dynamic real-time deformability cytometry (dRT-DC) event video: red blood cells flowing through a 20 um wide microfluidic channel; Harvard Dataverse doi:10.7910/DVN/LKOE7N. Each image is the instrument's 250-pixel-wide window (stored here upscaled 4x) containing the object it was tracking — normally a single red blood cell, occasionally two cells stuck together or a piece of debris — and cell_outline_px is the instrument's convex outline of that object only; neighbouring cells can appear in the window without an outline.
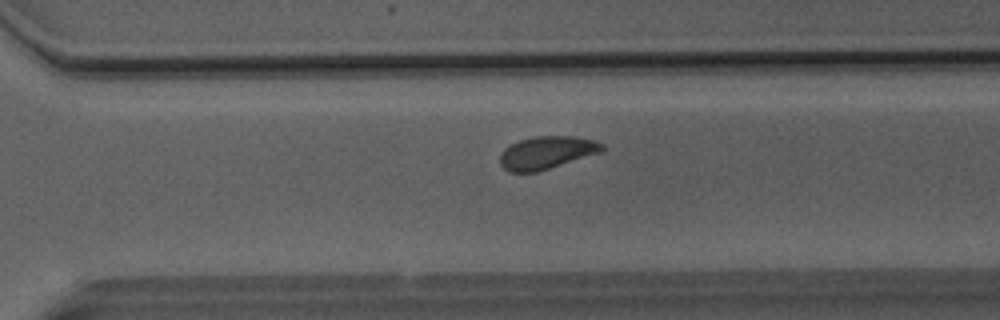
{"species": "Egyptian fruit bat (a non-hibernating species)", "species_latin": "Rousettus aegyptiacus", "temperature_condition": "room temperature", "stored_images_in_passage": 32, "camera_frame_rate_fps": 3000, "um_per_image_px": 0.085, "animal": {"sex": "male"}, "frame": {"image": 1, "passage_image": 26, "time_ms": 8.333, "image_size_px": [1000, 320], "cell_outline_px": [[604, 148], [600, 152], [536, 172], [508, 172], [500, 164], [500, 152], [504, 148], [520, 140], [532, 136], [576, 136], [592, 140], [604, 144]], "centroid_in_image_um": [46.42, 12.96], "position_along_channel_um": 324.2, "area_um2": 19.31}}
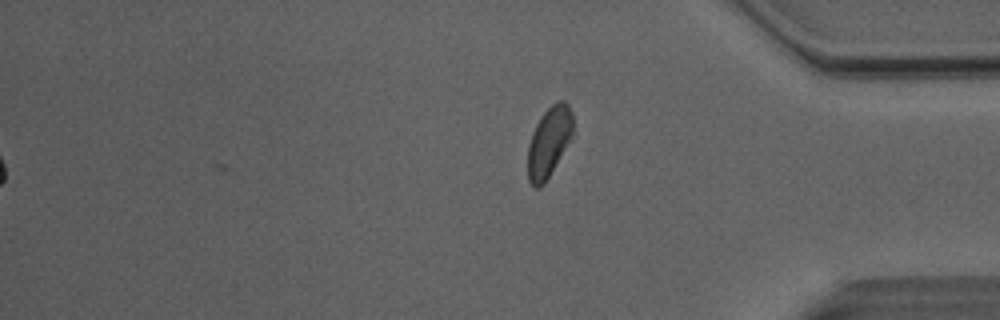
{"frame": {"image": 2, "passage_image": 32, "time_ms": 10.333, "image_size_px": [1000, 320], "cell_outline_px": [[572, 136], [544, 184], [540, 188], [532, 188], [528, 180], [528, 144], [532, 132], [536, 124], [544, 112], [556, 100], [564, 100], [568, 104], [572, 112]], "centroid_in_image_um": [46.64, 12.07], "position_along_channel_um": 388.6, "area_um2": 18.38}, "authors_computed_cell_mechanics": {"area_um2": 19.9121, "velocity_mm_per_s": 4.0743, "shape_relaxation_time_tau1_ms": 4.7407, "shape_relaxation_time_tau2_ms": 1.3245, "deformation_change_tau1": 0.1021, "deformation_change_tau2": 0.052}}